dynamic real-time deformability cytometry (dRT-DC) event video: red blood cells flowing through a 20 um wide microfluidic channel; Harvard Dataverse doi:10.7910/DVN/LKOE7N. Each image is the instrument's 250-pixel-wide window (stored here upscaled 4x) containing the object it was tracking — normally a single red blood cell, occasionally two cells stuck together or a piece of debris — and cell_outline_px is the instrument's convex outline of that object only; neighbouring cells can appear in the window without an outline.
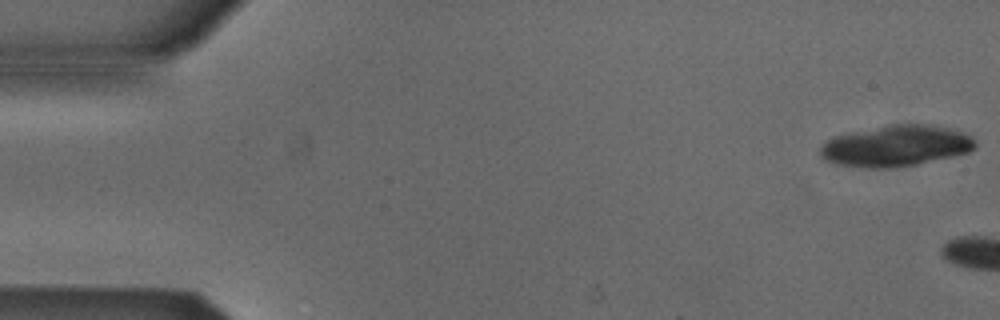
{"species": "Egyptian fruit bat (a non-hibernating species)", "species_latin": "Rousettus aegyptiacus", "temperature_condition": "cold", "stored_images_in_passage": 4, "camera_frame_rate_fps": 3000, "um_per_image_px": 0.085, "animal": {"sex": "male"}, "frame": {"image": 1, "passage_image": 1, "time_ms": 0.0, "image_size_px": [1000, 320], "cell_outline_px": [[976, 148], [968, 152], [956, 156], [916, 164], [892, 168], [864, 168], [832, 164], [824, 160], [820, 156], [820, 144], [836, 136], [892, 124], [924, 124], [944, 128], [960, 132], [972, 136], [976, 140]], "centroid_in_image_um": [76.13, 12.43], "position_along_channel_um": 8.9, "area_um2": 37.05}}